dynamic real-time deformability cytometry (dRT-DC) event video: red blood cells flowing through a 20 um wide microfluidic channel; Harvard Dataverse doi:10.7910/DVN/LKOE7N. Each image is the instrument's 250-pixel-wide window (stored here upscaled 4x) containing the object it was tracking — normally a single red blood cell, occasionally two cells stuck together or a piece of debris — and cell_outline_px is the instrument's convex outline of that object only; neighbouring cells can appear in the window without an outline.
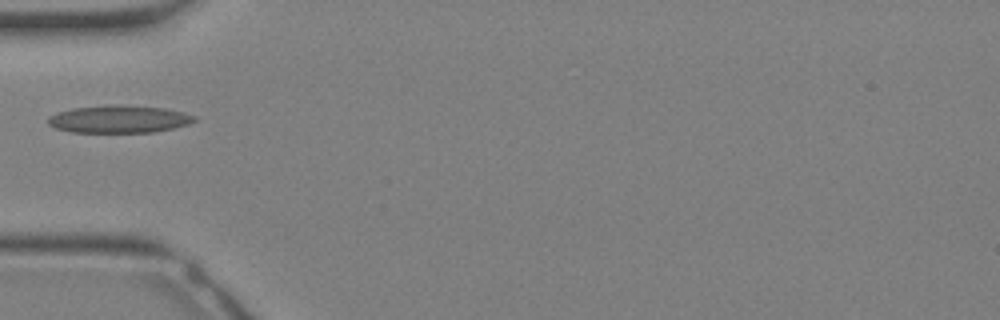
{"species": "Egyptian fruit bat (a non-hibernating species)", "species_latin": "Rousettus aegyptiacus", "temperature_condition": "warm", "stored_images_in_passage": 6, "camera_frame_rate_fps": 3000, "um_per_image_px": 0.085, "animal": {"sex": "female"}, "frame": {"image": 1, "passage_image": 1, "time_ms": 0.0, "image_size_px": [1000, 320], "cell_outline_px": [[196, 120], [188, 124], [172, 128], [152, 132], [72, 132], [56, 128], [48, 124], [48, 116], [56, 112], [72, 108], [116, 104], [120, 104], [164, 108], [184, 112], [196, 116]], "centroid_in_image_um": [10.1, 10.11], "position_along_channel_um": 74.9, "area_um2": 23.52}}
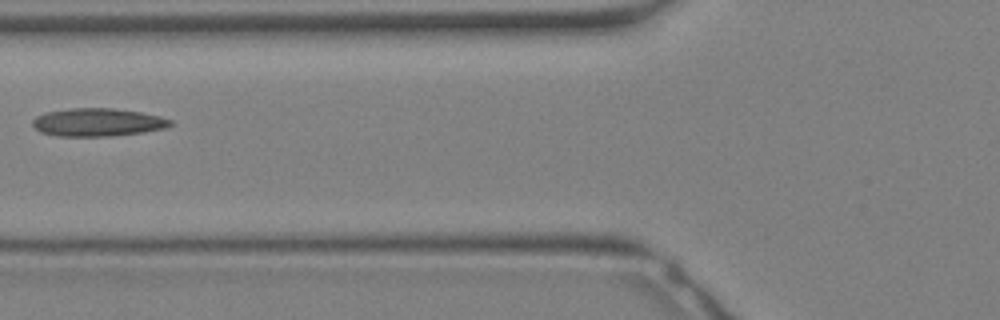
{"frame": {"image": 2, "passage_image": 3, "time_ms": 0.667, "image_size_px": [1000, 320], "cell_outline_px": [[176, 124], [164, 128], [144, 132], [112, 136], [56, 136], [40, 132], [32, 124], [32, 120], [36, 116], [44, 112], [72, 108], [112, 108], [140, 112], [160, 116], [172, 120]], "centroid_in_image_um": [8.31, 10.39], "position_along_channel_um": 117.5, "area_um2": 22.66}}
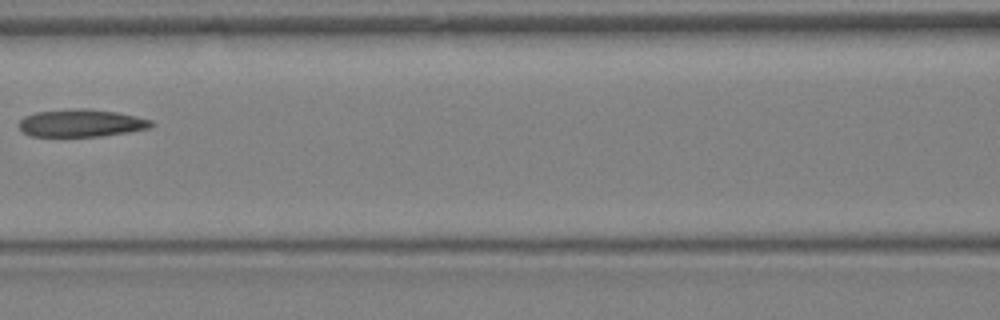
{"frame": {"image": 3, "passage_image": 5, "time_ms": 1.333, "image_size_px": [1000, 320], "cell_outline_px": [[156, 124], [148, 128], [128, 132], [100, 136], [32, 136], [24, 132], [20, 128], [20, 120], [24, 116], [36, 112], [76, 108], [84, 108], [116, 112], [152, 120]], "centroid_in_image_um": [6.91, 10.46], "position_along_channel_um": 159.7, "area_um2": 21.04}}